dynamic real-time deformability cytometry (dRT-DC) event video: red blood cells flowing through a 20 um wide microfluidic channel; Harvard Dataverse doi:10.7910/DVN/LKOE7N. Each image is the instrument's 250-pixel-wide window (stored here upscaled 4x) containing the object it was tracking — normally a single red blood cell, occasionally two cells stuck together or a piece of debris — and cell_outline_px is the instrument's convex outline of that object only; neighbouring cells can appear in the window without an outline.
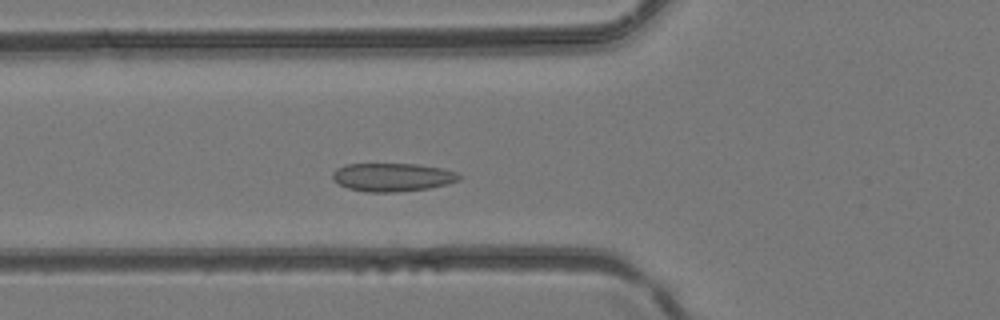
{"species": "common noctule bat (a hibernating species)", "species_latin": "Nyctalus noctula", "temperature_condition": "room temperature", "stored_images_in_passage": 37, "camera_frame_rate_fps": 3000, "um_per_image_px": 0.085, "animal": {"sex": "female", "body_mass_g": 24.6, "forearm_length_mm": 56.2}, "frame": {"image": 1, "passage_image": 11, "time_ms": 3.333, "image_size_px": [1000, 320], "cell_outline_px": [[464, 176], [460, 180], [448, 184], [428, 188], [396, 192], [364, 192], [348, 188], [332, 180], [332, 172], [336, 168], [344, 164], [420, 164], [440, 168], [456, 172]], "centroid_in_image_um": [33.36, 15.06], "position_along_channel_um": 92.4, "area_um2": 21.1}}
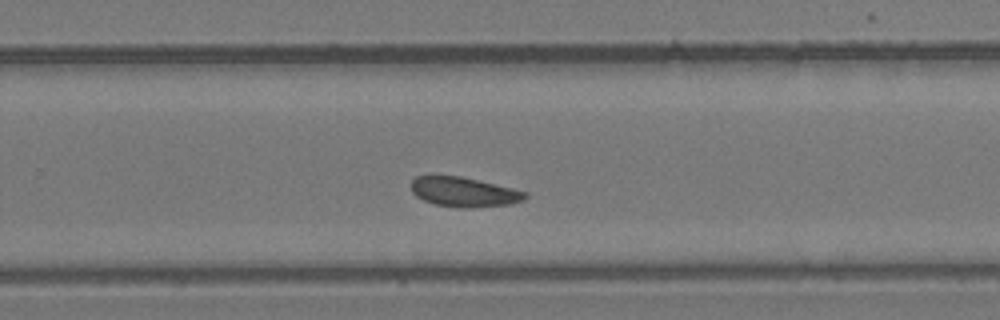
{"frame": {"image": 2, "passage_image": 23, "time_ms": 7.333, "image_size_px": [1000, 320], "cell_outline_px": [[528, 196], [524, 200], [512, 204], [436, 204], [424, 200], [416, 196], [412, 192], [412, 180], [416, 176], [460, 176], [528, 192]], "centroid_in_image_um": [39.43, 16.25], "position_along_channel_um": 290.4, "area_um2": 18.32}}
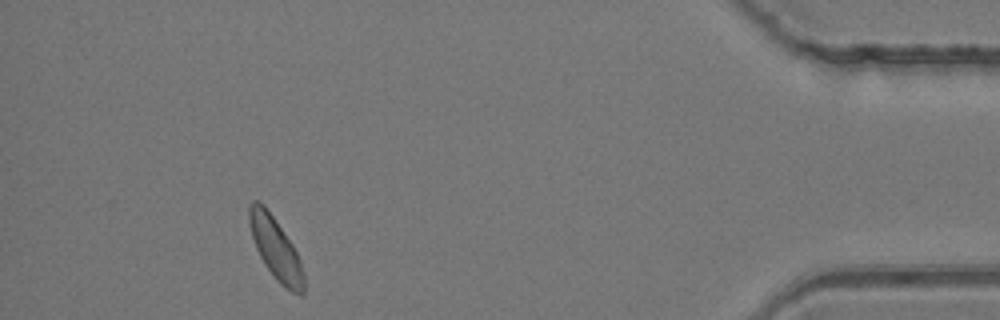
{"frame": {"image": 3, "passage_image": 34, "time_ms": 11.0, "image_size_px": [1000, 320], "cell_outline_px": [[304, 296], [300, 296], [284, 288], [276, 280], [264, 264], [256, 248], [252, 236], [248, 220], [248, 208], [252, 200], [260, 200], [264, 204], [292, 244], [300, 260], [304, 272]], "centroid_in_image_um": [23.43, 21.15], "position_along_channel_um": 411.8, "area_um2": 19.83}}